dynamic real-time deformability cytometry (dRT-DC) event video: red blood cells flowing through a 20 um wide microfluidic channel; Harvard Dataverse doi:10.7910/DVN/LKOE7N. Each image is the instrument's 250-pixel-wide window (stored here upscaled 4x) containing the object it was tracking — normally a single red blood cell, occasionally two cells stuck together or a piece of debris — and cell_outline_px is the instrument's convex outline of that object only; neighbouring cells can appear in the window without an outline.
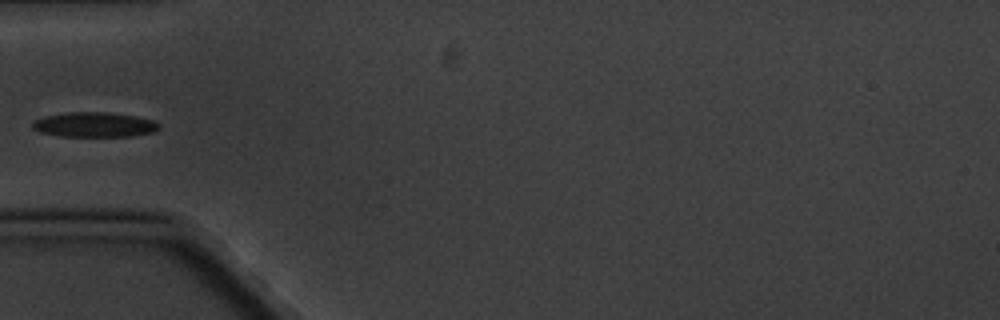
{"species": "common noctule bat (a hibernating species)", "species_latin": "Nyctalus noctula", "temperature_condition": "cold", "stored_images_in_passage": 5, "camera_frame_rate_fps": 3000, "um_per_image_px": 0.085, "animal": {"sex": "male", "body_mass_g": 20.1, "forearm_length_mm": 53.5}, "frame": {"image": 1, "passage_image": 5, "time_ms": 4.667, "image_size_px": [1000, 320], "cell_outline_px": [[160, 128], [156, 132], [132, 136], [60, 136], [40, 132], [32, 128], [32, 124], [36, 120], [44, 116], [68, 112], [104, 112], [136, 116], [156, 120], [160, 124]], "centroid_in_image_um": [8.08, 10.6], "position_along_channel_um": 76.9, "area_um2": 18.44}}